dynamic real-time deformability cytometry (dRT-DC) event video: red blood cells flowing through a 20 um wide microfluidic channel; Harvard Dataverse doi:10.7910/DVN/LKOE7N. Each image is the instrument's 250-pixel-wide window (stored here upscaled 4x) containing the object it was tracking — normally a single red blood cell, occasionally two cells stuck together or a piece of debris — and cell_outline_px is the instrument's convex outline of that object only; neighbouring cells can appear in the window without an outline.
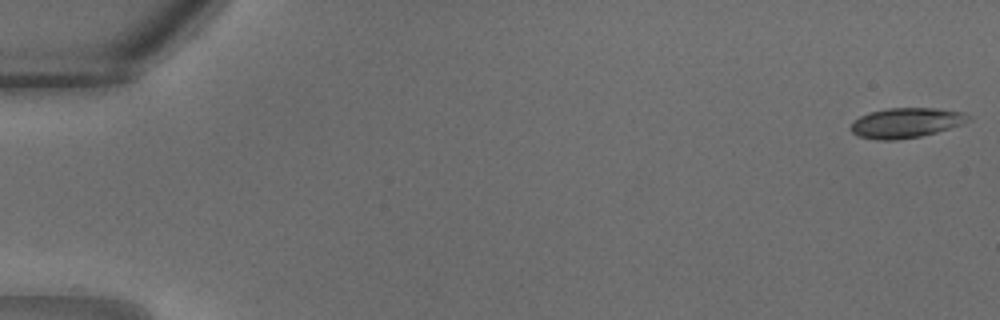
{"species": "common noctule bat (a hibernating species)", "species_latin": "Nyctalus noctula", "temperature_condition": "warm", "stored_images_in_passage": 32, "camera_frame_rate_fps": 3000, "um_per_image_px": 0.085, "animal": {"sex": "male", "body_mass_g": 18.8}, "frame": {"image": 1, "passage_image": 1, "time_ms": 0.0, "image_size_px": [1000, 320], "cell_outline_px": [[972, 120], [936, 132], [920, 136], [896, 140], [876, 140], [856, 136], [848, 128], [860, 116], [872, 112], [888, 108], [936, 108], [964, 112], [972, 116]], "centroid_in_image_um": [77.01, 10.44], "position_along_channel_um": 8.0, "area_um2": 20.52}}
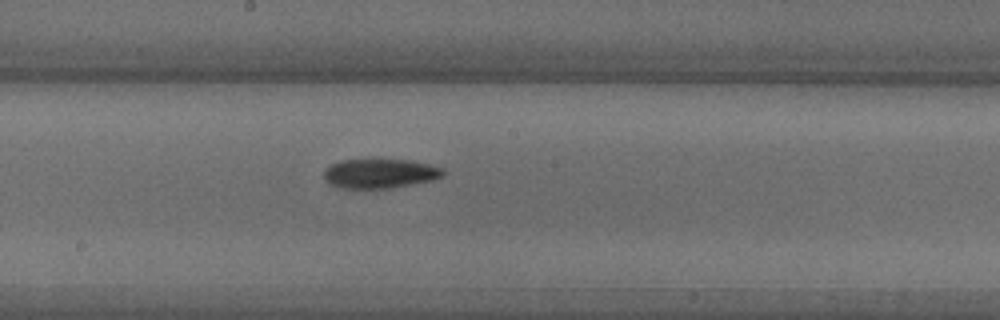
{"frame": {"image": 2, "passage_image": 18, "time_ms": 5.667, "image_size_px": [1000, 320], "cell_outline_px": [[444, 176], [432, 180], [392, 188], [340, 188], [328, 184], [324, 180], [324, 168], [340, 160], [408, 160], [428, 164], [444, 168]], "centroid_in_image_um": [32.26, 14.75], "position_along_channel_um": 215.9, "area_um2": 20.46}}
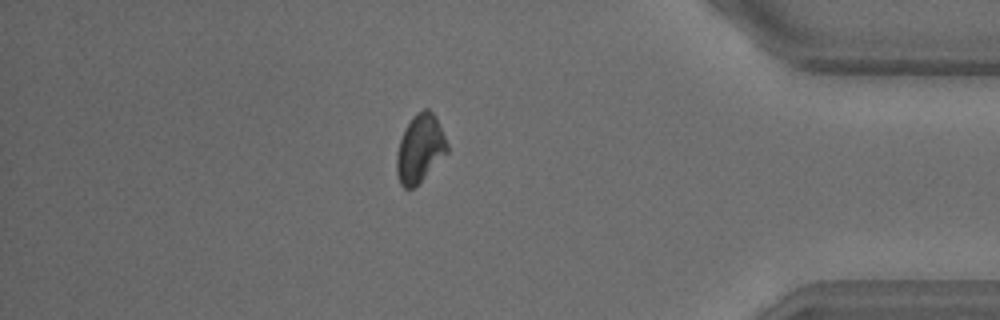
{"frame": {"image": 3, "passage_image": 28, "time_ms": 9.0, "image_size_px": [1000, 320], "cell_outline_px": [[448, 152], [412, 188], [404, 188], [400, 184], [396, 172], [396, 152], [404, 128], [412, 116], [416, 112], [424, 108], [428, 108], [432, 112], [448, 144]], "centroid_in_image_um": [35.66, 12.6], "position_along_channel_um": 399.5, "area_um2": 19.71}}